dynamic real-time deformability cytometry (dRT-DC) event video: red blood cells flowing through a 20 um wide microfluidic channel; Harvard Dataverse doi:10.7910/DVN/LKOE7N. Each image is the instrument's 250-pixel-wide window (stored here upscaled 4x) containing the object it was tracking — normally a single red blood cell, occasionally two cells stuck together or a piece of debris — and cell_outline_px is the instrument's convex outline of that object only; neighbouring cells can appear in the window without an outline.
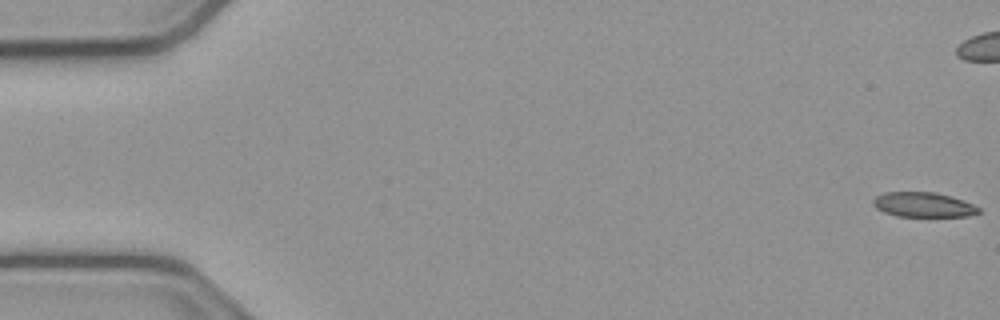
{"species": "common noctule bat (a hibernating species)", "species_latin": "Nyctalus noctula", "temperature_condition": "cold", "stored_images_in_passage": 10, "camera_frame_rate_fps": 3000, "um_per_image_px": 0.085, "animal": {"sex": "male", "body_mass_g": 23.1, "forearm_length_mm": 52.7}, "frame": {"image": 1, "passage_image": 1, "time_ms": 0.0, "image_size_px": [1000, 320], "cell_outline_px": [[980, 212], [968, 216], [896, 216], [884, 212], [876, 208], [872, 204], [872, 200], [876, 196], [884, 192], [936, 192], [952, 196], [964, 200], [980, 208]], "centroid_in_image_um": [78.47, 17.39], "position_along_channel_um": 6.5, "area_um2": 15.32}}